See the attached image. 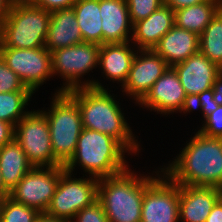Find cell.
<instances>
[{
  "instance_id": "cell-1",
  "label": "cell",
  "mask_w": 222,
  "mask_h": 222,
  "mask_svg": "<svg viewBox=\"0 0 222 222\" xmlns=\"http://www.w3.org/2000/svg\"><path fill=\"white\" fill-rule=\"evenodd\" d=\"M67 93L79 106L83 128L109 135L127 151L138 152L139 145L135 142L117 101L101 83L95 80L84 81L82 87Z\"/></svg>"
},
{
  "instance_id": "cell-2",
  "label": "cell",
  "mask_w": 222,
  "mask_h": 222,
  "mask_svg": "<svg viewBox=\"0 0 222 222\" xmlns=\"http://www.w3.org/2000/svg\"><path fill=\"white\" fill-rule=\"evenodd\" d=\"M161 172L178 185L222 188V138L197 132L182 153Z\"/></svg>"
},
{
  "instance_id": "cell-3",
  "label": "cell",
  "mask_w": 222,
  "mask_h": 222,
  "mask_svg": "<svg viewBox=\"0 0 222 222\" xmlns=\"http://www.w3.org/2000/svg\"><path fill=\"white\" fill-rule=\"evenodd\" d=\"M126 151L111 136L83 128L74 155L64 169L72 172L78 162L92 177L100 179L116 175L128 168L124 158Z\"/></svg>"
},
{
  "instance_id": "cell-4",
  "label": "cell",
  "mask_w": 222,
  "mask_h": 222,
  "mask_svg": "<svg viewBox=\"0 0 222 222\" xmlns=\"http://www.w3.org/2000/svg\"><path fill=\"white\" fill-rule=\"evenodd\" d=\"M145 176L137 177L128 168L99 179L98 198L109 222H141Z\"/></svg>"
},
{
  "instance_id": "cell-5",
  "label": "cell",
  "mask_w": 222,
  "mask_h": 222,
  "mask_svg": "<svg viewBox=\"0 0 222 222\" xmlns=\"http://www.w3.org/2000/svg\"><path fill=\"white\" fill-rule=\"evenodd\" d=\"M50 14L31 1H14L0 26V48L45 47Z\"/></svg>"
},
{
  "instance_id": "cell-6",
  "label": "cell",
  "mask_w": 222,
  "mask_h": 222,
  "mask_svg": "<svg viewBox=\"0 0 222 222\" xmlns=\"http://www.w3.org/2000/svg\"><path fill=\"white\" fill-rule=\"evenodd\" d=\"M54 95L49 112H41L48 120L54 159L65 165L74 155L83 123L77 102L67 92Z\"/></svg>"
},
{
  "instance_id": "cell-7",
  "label": "cell",
  "mask_w": 222,
  "mask_h": 222,
  "mask_svg": "<svg viewBox=\"0 0 222 222\" xmlns=\"http://www.w3.org/2000/svg\"><path fill=\"white\" fill-rule=\"evenodd\" d=\"M90 178L73 179L71 172L64 169L45 214L72 222L80 210L92 205L98 198L99 179Z\"/></svg>"
},
{
  "instance_id": "cell-8",
  "label": "cell",
  "mask_w": 222,
  "mask_h": 222,
  "mask_svg": "<svg viewBox=\"0 0 222 222\" xmlns=\"http://www.w3.org/2000/svg\"><path fill=\"white\" fill-rule=\"evenodd\" d=\"M14 139L33 167L60 165L54 159L48 120L41 111H30L15 125Z\"/></svg>"
},
{
  "instance_id": "cell-9",
  "label": "cell",
  "mask_w": 222,
  "mask_h": 222,
  "mask_svg": "<svg viewBox=\"0 0 222 222\" xmlns=\"http://www.w3.org/2000/svg\"><path fill=\"white\" fill-rule=\"evenodd\" d=\"M164 175L163 179L162 176L145 178L141 222L179 221V185Z\"/></svg>"
},
{
  "instance_id": "cell-10",
  "label": "cell",
  "mask_w": 222,
  "mask_h": 222,
  "mask_svg": "<svg viewBox=\"0 0 222 222\" xmlns=\"http://www.w3.org/2000/svg\"><path fill=\"white\" fill-rule=\"evenodd\" d=\"M33 167L10 191L9 197L21 204L45 213L64 170V165L55 167Z\"/></svg>"
},
{
  "instance_id": "cell-11",
  "label": "cell",
  "mask_w": 222,
  "mask_h": 222,
  "mask_svg": "<svg viewBox=\"0 0 222 222\" xmlns=\"http://www.w3.org/2000/svg\"><path fill=\"white\" fill-rule=\"evenodd\" d=\"M99 50V44L81 42L51 52L53 76L60 73L67 81L59 93L82 87L79 78L98 65Z\"/></svg>"
},
{
  "instance_id": "cell-12",
  "label": "cell",
  "mask_w": 222,
  "mask_h": 222,
  "mask_svg": "<svg viewBox=\"0 0 222 222\" xmlns=\"http://www.w3.org/2000/svg\"><path fill=\"white\" fill-rule=\"evenodd\" d=\"M0 56L33 93L53 75L51 52L45 47L34 49L0 48Z\"/></svg>"
},
{
  "instance_id": "cell-13",
  "label": "cell",
  "mask_w": 222,
  "mask_h": 222,
  "mask_svg": "<svg viewBox=\"0 0 222 222\" xmlns=\"http://www.w3.org/2000/svg\"><path fill=\"white\" fill-rule=\"evenodd\" d=\"M138 104L166 114L190 112L191 100L183 89L177 72L173 67H168Z\"/></svg>"
},
{
  "instance_id": "cell-14",
  "label": "cell",
  "mask_w": 222,
  "mask_h": 222,
  "mask_svg": "<svg viewBox=\"0 0 222 222\" xmlns=\"http://www.w3.org/2000/svg\"><path fill=\"white\" fill-rule=\"evenodd\" d=\"M137 51L140 52V55L138 56V52L135 55L128 78L122 87L124 92L129 96H134L138 103L146 96L152 85L169 66L153 49H139Z\"/></svg>"
},
{
  "instance_id": "cell-15",
  "label": "cell",
  "mask_w": 222,
  "mask_h": 222,
  "mask_svg": "<svg viewBox=\"0 0 222 222\" xmlns=\"http://www.w3.org/2000/svg\"><path fill=\"white\" fill-rule=\"evenodd\" d=\"M188 98L211 89L221 69L200 51L187 60L173 66Z\"/></svg>"
},
{
  "instance_id": "cell-16",
  "label": "cell",
  "mask_w": 222,
  "mask_h": 222,
  "mask_svg": "<svg viewBox=\"0 0 222 222\" xmlns=\"http://www.w3.org/2000/svg\"><path fill=\"white\" fill-rule=\"evenodd\" d=\"M179 220L205 222L214 205L220 200V188L179 185Z\"/></svg>"
},
{
  "instance_id": "cell-17",
  "label": "cell",
  "mask_w": 222,
  "mask_h": 222,
  "mask_svg": "<svg viewBox=\"0 0 222 222\" xmlns=\"http://www.w3.org/2000/svg\"><path fill=\"white\" fill-rule=\"evenodd\" d=\"M153 50L173 67L199 52V36L174 25Z\"/></svg>"
},
{
  "instance_id": "cell-18",
  "label": "cell",
  "mask_w": 222,
  "mask_h": 222,
  "mask_svg": "<svg viewBox=\"0 0 222 222\" xmlns=\"http://www.w3.org/2000/svg\"><path fill=\"white\" fill-rule=\"evenodd\" d=\"M102 20V45L129 41L132 23L126 0H100Z\"/></svg>"
},
{
  "instance_id": "cell-19",
  "label": "cell",
  "mask_w": 222,
  "mask_h": 222,
  "mask_svg": "<svg viewBox=\"0 0 222 222\" xmlns=\"http://www.w3.org/2000/svg\"><path fill=\"white\" fill-rule=\"evenodd\" d=\"M174 25V11L163 4L149 17L133 24L132 40L140 50L153 49Z\"/></svg>"
},
{
  "instance_id": "cell-20",
  "label": "cell",
  "mask_w": 222,
  "mask_h": 222,
  "mask_svg": "<svg viewBox=\"0 0 222 222\" xmlns=\"http://www.w3.org/2000/svg\"><path fill=\"white\" fill-rule=\"evenodd\" d=\"M81 42L83 38L73 7L51 12L45 48L52 52Z\"/></svg>"
},
{
  "instance_id": "cell-21",
  "label": "cell",
  "mask_w": 222,
  "mask_h": 222,
  "mask_svg": "<svg viewBox=\"0 0 222 222\" xmlns=\"http://www.w3.org/2000/svg\"><path fill=\"white\" fill-rule=\"evenodd\" d=\"M129 41L100 45L98 65L110 80L126 82L136 53L129 48Z\"/></svg>"
},
{
  "instance_id": "cell-22",
  "label": "cell",
  "mask_w": 222,
  "mask_h": 222,
  "mask_svg": "<svg viewBox=\"0 0 222 222\" xmlns=\"http://www.w3.org/2000/svg\"><path fill=\"white\" fill-rule=\"evenodd\" d=\"M32 168L27 155L15 139L0 148V172L3 183L9 191Z\"/></svg>"
},
{
  "instance_id": "cell-23",
  "label": "cell",
  "mask_w": 222,
  "mask_h": 222,
  "mask_svg": "<svg viewBox=\"0 0 222 222\" xmlns=\"http://www.w3.org/2000/svg\"><path fill=\"white\" fill-rule=\"evenodd\" d=\"M221 8L220 1L209 0L176 10L174 11L175 25L200 36Z\"/></svg>"
},
{
  "instance_id": "cell-24",
  "label": "cell",
  "mask_w": 222,
  "mask_h": 222,
  "mask_svg": "<svg viewBox=\"0 0 222 222\" xmlns=\"http://www.w3.org/2000/svg\"><path fill=\"white\" fill-rule=\"evenodd\" d=\"M72 7L83 42L102 45L100 0H77Z\"/></svg>"
},
{
  "instance_id": "cell-25",
  "label": "cell",
  "mask_w": 222,
  "mask_h": 222,
  "mask_svg": "<svg viewBox=\"0 0 222 222\" xmlns=\"http://www.w3.org/2000/svg\"><path fill=\"white\" fill-rule=\"evenodd\" d=\"M199 51L222 70V8L199 36Z\"/></svg>"
},
{
  "instance_id": "cell-26",
  "label": "cell",
  "mask_w": 222,
  "mask_h": 222,
  "mask_svg": "<svg viewBox=\"0 0 222 222\" xmlns=\"http://www.w3.org/2000/svg\"><path fill=\"white\" fill-rule=\"evenodd\" d=\"M32 91L0 93V120L16 125L29 112H24Z\"/></svg>"
},
{
  "instance_id": "cell-27",
  "label": "cell",
  "mask_w": 222,
  "mask_h": 222,
  "mask_svg": "<svg viewBox=\"0 0 222 222\" xmlns=\"http://www.w3.org/2000/svg\"><path fill=\"white\" fill-rule=\"evenodd\" d=\"M37 210L6 197L1 213V222H36Z\"/></svg>"
},
{
  "instance_id": "cell-28",
  "label": "cell",
  "mask_w": 222,
  "mask_h": 222,
  "mask_svg": "<svg viewBox=\"0 0 222 222\" xmlns=\"http://www.w3.org/2000/svg\"><path fill=\"white\" fill-rule=\"evenodd\" d=\"M132 25L149 17L164 4V0H126Z\"/></svg>"
},
{
  "instance_id": "cell-29",
  "label": "cell",
  "mask_w": 222,
  "mask_h": 222,
  "mask_svg": "<svg viewBox=\"0 0 222 222\" xmlns=\"http://www.w3.org/2000/svg\"><path fill=\"white\" fill-rule=\"evenodd\" d=\"M14 91H31L21 81L19 76L10 69L0 56V93Z\"/></svg>"
},
{
  "instance_id": "cell-30",
  "label": "cell",
  "mask_w": 222,
  "mask_h": 222,
  "mask_svg": "<svg viewBox=\"0 0 222 222\" xmlns=\"http://www.w3.org/2000/svg\"><path fill=\"white\" fill-rule=\"evenodd\" d=\"M204 118L205 124L198 132L210 138H222V105Z\"/></svg>"
},
{
  "instance_id": "cell-31",
  "label": "cell",
  "mask_w": 222,
  "mask_h": 222,
  "mask_svg": "<svg viewBox=\"0 0 222 222\" xmlns=\"http://www.w3.org/2000/svg\"><path fill=\"white\" fill-rule=\"evenodd\" d=\"M75 218V222H109L103 206L98 200H96L92 205L80 210L75 215L74 220Z\"/></svg>"
},
{
  "instance_id": "cell-32",
  "label": "cell",
  "mask_w": 222,
  "mask_h": 222,
  "mask_svg": "<svg viewBox=\"0 0 222 222\" xmlns=\"http://www.w3.org/2000/svg\"><path fill=\"white\" fill-rule=\"evenodd\" d=\"M198 107L203 111V117L217 109L218 104L213 98L212 88L203 91L191 100L190 111L191 109Z\"/></svg>"
},
{
  "instance_id": "cell-33",
  "label": "cell",
  "mask_w": 222,
  "mask_h": 222,
  "mask_svg": "<svg viewBox=\"0 0 222 222\" xmlns=\"http://www.w3.org/2000/svg\"><path fill=\"white\" fill-rule=\"evenodd\" d=\"M77 0H31V2L49 12L71 8Z\"/></svg>"
},
{
  "instance_id": "cell-34",
  "label": "cell",
  "mask_w": 222,
  "mask_h": 222,
  "mask_svg": "<svg viewBox=\"0 0 222 222\" xmlns=\"http://www.w3.org/2000/svg\"><path fill=\"white\" fill-rule=\"evenodd\" d=\"M15 126L0 120V148L14 140Z\"/></svg>"
},
{
  "instance_id": "cell-35",
  "label": "cell",
  "mask_w": 222,
  "mask_h": 222,
  "mask_svg": "<svg viewBox=\"0 0 222 222\" xmlns=\"http://www.w3.org/2000/svg\"><path fill=\"white\" fill-rule=\"evenodd\" d=\"M209 0H164V5L171 8L173 11L200 4Z\"/></svg>"
},
{
  "instance_id": "cell-36",
  "label": "cell",
  "mask_w": 222,
  "mask_h": 222,
  "mask_svg": "<svg viewBox=\"0 0 222 222\" xmlns=\"http://www.w3.org/2000/svg\"><path fill=\"white\" fill-rule=\"evenodd\" d=\"M212 89L214 100L218 105H222V70L218 73Z\"/></svg>"
},
{
  "instance_id": "cell-37",
  "label": "cell",
  "mask_w": 222,
  "mask_h": 222,
  "mask_svg": "<svg viewBox=\"0 0 222 222\" xmlns=\"http://www.w3.org/2000/svg\"><path fill=\"white\" fill-rule=\"evenodd\" d=\"M205 222H222V202L220 200L214 205Z\"/></svg>"
},
{
  "instance_id": "cell-38",
  "label": "cell",
  "mask_w": 222,
  "mask_h": 222,
  "mask_svg": "<svg viewBox=\"0 0 222 222\" xmlns=\"http://www.w3.org/2000/svg\"><path fill=\"white\" fill-rule=\"evenodd\" d=\"M13 2V0H0V26L7 17Z\"/></svg>"
},
{
  "instance_id": "cell-39",
  "label": "cell",
  "mask_w": 222,
  "mask_h": 222,
  "mask_svg": "<svg viewBox=\"0 0 222 222\" xmlns=\"http://www.w3.org/2000/svg\"><path fill=\"white\" fill-rule=\"evenodd\" d=\"M36 222H68V221H65V220L60 219V218L51 217V216H49L45 213H41L37 217Z\"/></svg>"
},
{
  "instance_id": "cell-40",
  "label": "cell",
  "mask_w": 222,
  "mask_h": 222,
  "mask_svg": "<svg viewBox=\"0 0 222 222\" xmlns=\"http://www.w3.org/2000/svg\"><path fill=\"white\" fill-rule=\"evenodd\" d=\"M9 193H10V191L5 187L3 180H2V175L0 172V195L5 196V197H9Z\"/></svg>"
},
{
  "instance_id": "cell-41",
  "label": "cell",
  "mask_w": 222,
  "mask_h": 222,
  "mask_svg": "<svg viewBox=\"0 0 222 222\" xmlns=\"http://www.w3.org/2000/svg\"><path fill=\"white\" fill-rule=\"evenodd\" d=\"M5 198H6L5 196L0 195V222H1L2 207H3V204H4Z\"/></svg>"
},
{
  "instance_id": "cell-42",
  "label": "cell",
  "mask_w": 222,
  "mask_h": 222,
  "mask_svg": "<svg viewBox=\"0 0 222 222\" xmlns=\"http://www.w3.org/2000/svg\"><path fill=\"white\" fill-rule=\"evenodd\" d=\"M220 201L222 202V188L220 189Z\"/></svg>"
}]
</instances>
